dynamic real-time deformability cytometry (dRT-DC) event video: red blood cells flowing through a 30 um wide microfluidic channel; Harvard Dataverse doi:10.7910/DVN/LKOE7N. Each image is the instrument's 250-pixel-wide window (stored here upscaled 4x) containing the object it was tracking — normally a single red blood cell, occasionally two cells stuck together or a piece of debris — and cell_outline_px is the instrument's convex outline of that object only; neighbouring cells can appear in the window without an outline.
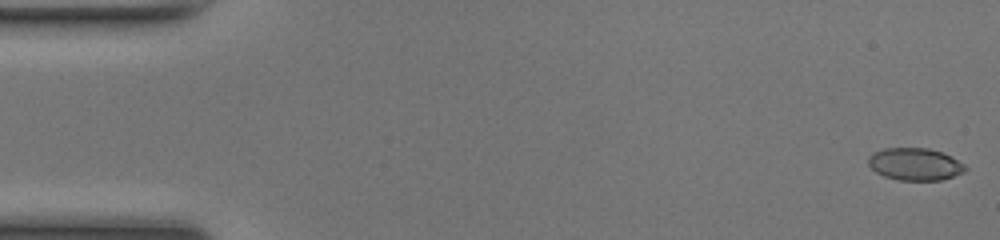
{"species": "common noctule bat (a hibernating species)", "species_latin": "Nyctalus noctula", "temperature_condition": "room temperature", "stored_images_in_passage": 49, "camera_frame_rate_fps": 3000, "um_per_image_px": 0.085, "animal": {"sex": "female", "body_mass_g": 17.0, "forearm_length_mm": 48.0}, "frame": {"image": 1, "passage_image": 1, "time_ms": 0.0, "image_size_px": [1000, 240], "cell_outline_px": [[968, 168], [964, 172], [940, 180], [900, 180], [884, 176], [876, 172], [868, 164], [868, 156], [872, 152], [884, 148], [928, 148], [940, 152], [964, 164]], "centroid_in_image_um": [77.73, 13.95], "position_along_channel_um": 7.3, "area_um2": 18.09}}
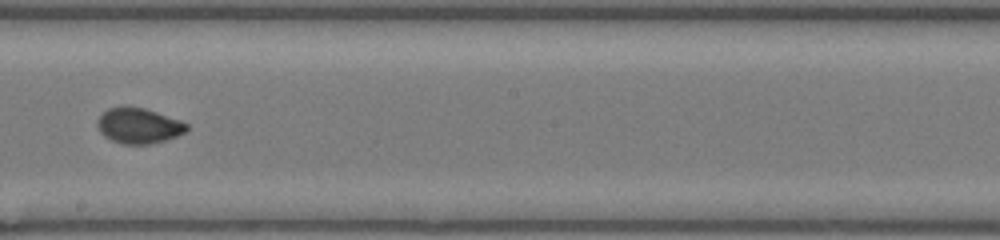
{"frame": {"image": 2, "passage_image": 28, "time_ms": 9.0, "image_size_px": [1000, 240], "cell_outline_px": [[188, 128], [184, 132], [176, 136], [164, 140], [148, 144], [124, 144], [112, 140], [104, 136], [100, 132], [96, 124], [96, 120], [108, 108], [144, 108], [180, 120], [188, 124]], "centroid_in_image_um": [11.77, 10.7], "position_along_channel_um": 236.4, "area_um2": 18.03}}
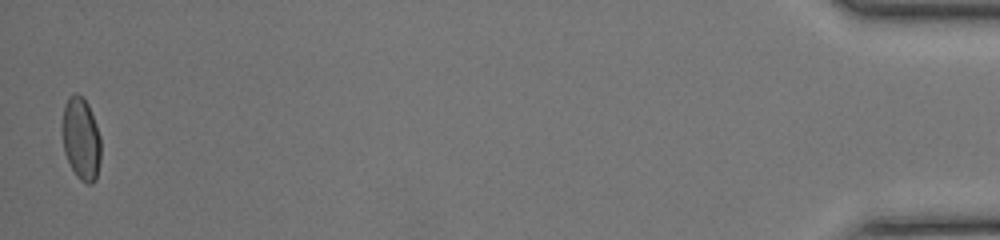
{"frame": {"image": 3, "passage_image": 49, "time_ms": 16.0, "image_size_px": [1000, 240], "cell_outline_px": [[100, 160], [96, 180], [92, 184], [88, 184], [80, 180], [76, 176], [64, 152], [60, 128], [64, 104], [68, 96], [76, 92], [88, 104], [96, 124], [100, 136]], "centroid_in_image_um": [6.86, 11.78], "position_along_channel_um": 428.3, "area_um2": 18.9}, "authors_computed_cell_mechanics": {"area_um2": 18.3804, "velocity_mm_per_s": 4.1977, "shape_relaxation_time_tau1_ms": 7.4846, "shape_relaxation_time_tau2_ms": null, "deformation_change_tau1": 0.1742, "deformation_change_tau2": null}}